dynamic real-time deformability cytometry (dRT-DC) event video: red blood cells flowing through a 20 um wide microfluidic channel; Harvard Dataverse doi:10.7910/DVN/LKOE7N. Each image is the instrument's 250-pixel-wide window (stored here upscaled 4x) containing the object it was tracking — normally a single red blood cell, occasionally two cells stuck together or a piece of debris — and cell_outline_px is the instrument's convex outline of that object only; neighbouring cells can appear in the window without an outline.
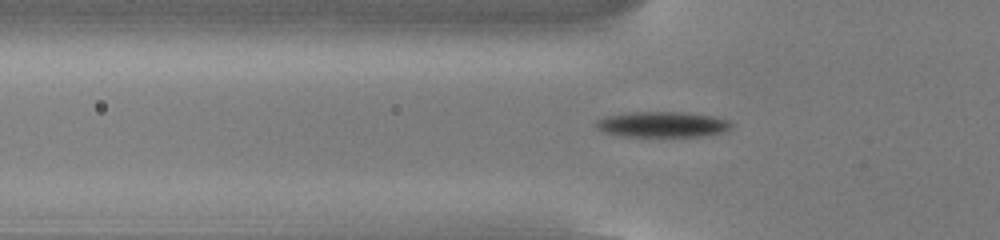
{"species": "common noctule bat (a hibernating species)", "species_latin": "Nyctalus noctula", "temperature_condition": "cold", "stored_images_in_passage": 54, "camera_frame_rate_fps": 3000, "um_per_image_px": 0.085, "animal": {"sex": "male", "body_mass_g": 13.0, "forearm_length_mm": 53.1}, "frame": {"image": 1, "passage_image": 18, "time_ms": 5.667, "image_size_px": [1000, 240], "cell_outline_px": [[732, 124], [728, 128], [720, 132], [704, 136], [624, 136], [604, 132], [596, 128], [596, 120], [604, 116], [628, 112], [688, 112], [712, 116], [728, 120]], "centroid_in_image_um": [56.24, 10.56], "position_along_channel_um": 69.6, "area_um2": 20.06}}
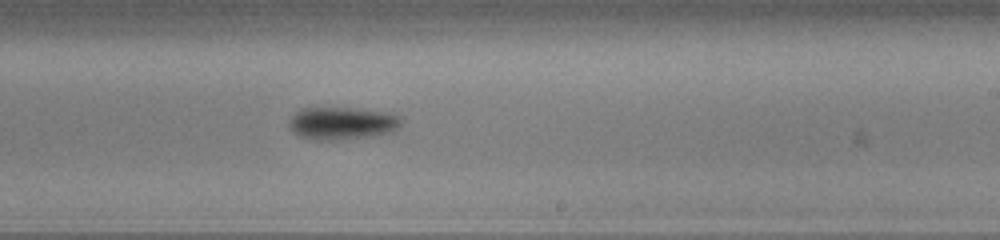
{"frame": {"image": 2, "passage_image": 33, "time_ms": 10.667, "image_size_px": [1000, 240], "cell_outline_px": [[400, 124], [392, 132], [368, 136], [340, 140], [312, 140], [300, 136], [292, 132], [288, 128], [288, 120], [300, 108], [352, 108], [384, 112], [400, 116]], "centroid_in_image_um": [28.99, 10.48], "position_along_channel_um": 260.0, "area_um2": 21.27}}
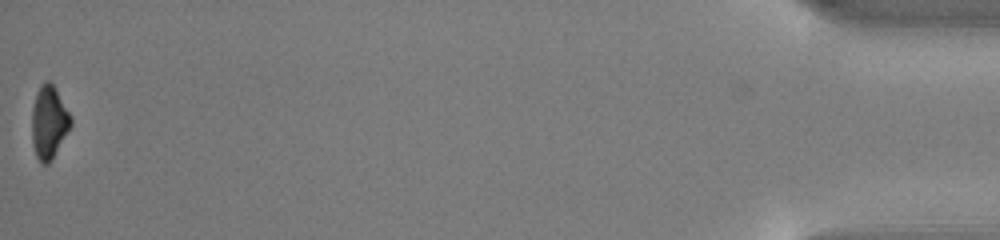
{"frame": {"image": 3, "passage_image": 54, "time_ms": 17.667, "image_size_px": [1000, 240], "cell_outline_px": [[72, 124], [52, 160], [48, 164], [40, 164], [36, 156], [32, 144], [32, 108], [36, 92], [40, 84], [44, 80], [48, 80], [52, 84], [72, 116]], "centroid_in_image_um": [4.15, 10.4], "position_along_channel_um": 431.1, "area_um2": 16.7}, "authors_computed_cell_mechanics": {"area_um2": 19.0162, "velocity_mm_per_s": 3.8253, "shape_relaxation_time_tau1_ms": 1.615, "shape_relaxation_time_tau2_ms": null, "deformation_change_tau1": 0.1215, "deformation_change_tau2": null}}